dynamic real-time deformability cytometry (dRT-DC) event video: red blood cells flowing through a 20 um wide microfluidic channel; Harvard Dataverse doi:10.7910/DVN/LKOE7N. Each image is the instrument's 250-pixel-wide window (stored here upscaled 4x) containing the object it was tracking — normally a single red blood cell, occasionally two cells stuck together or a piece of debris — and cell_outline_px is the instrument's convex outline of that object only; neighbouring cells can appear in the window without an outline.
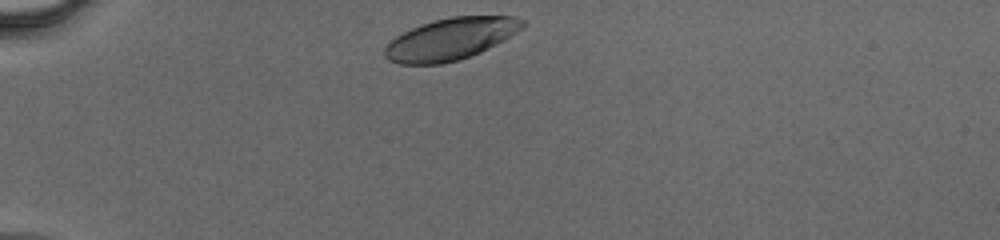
{"species": "human", "species_latin": "Homo sapiens", "temperature_condition": "cold", "stored_images_in_passage": 29, "camera_frame_rate_fps": 3000, "um_per_image_px": 0.085, "donor": {"sex": "male"}, "frame": {"image": 1, "passage_image": 1, "time_ms": 0.0, "image_size_px": [1000, 240], "cell_outline_px": [[528, 24], [516, 32], [480, 52], [456, 60], [440, 64], [400, 64], [388, 60], [384, 56], [384, 48], [396, 36], [412, 28], [436, 20], [452, 16], [512, 16], [528, 20]], "centroid_in_image_um": [38.31, 3.3], "position_along_channel_um": 46.7, "area_um2": 33.18}}
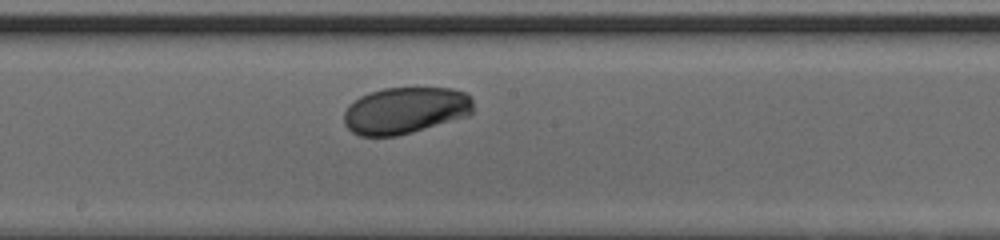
{"frame": {"image": 2, "passage_image": 15, "time_ms": 4.667, "image_size_px": [1000, 240], "cell_outline_px": [[472, 112], [468, 116], [412, 132], [396, 136], [360, 136], [352, 132], [344, 124], [344, 112], [348, 104], [360, 96], [384, 88], [452, 88], [464, 92], [472, 96]], "centroid_in_image_um": [34.44, 9.39], "position_along_channel_um": 213.8, "area_um2": 35.26}}
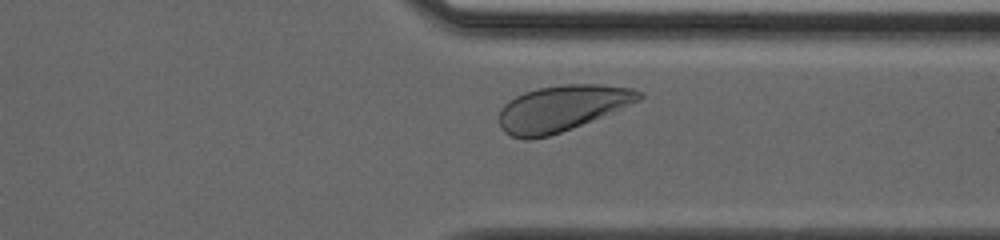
{"frame": {"image": 3, "passage_image": 25, "time_ms": 8.0, "image_size_px": [1000, 240], "cell_outline_px": [[644, 96], [640, 100], [572, 128], [548, 136], [528, 140], [524, 140], [512, 136], [504, 132], [500, 128], [500, 108], [508, 100], [524, 92], [540, 88], [564, 84], [600, 84], [632, 88], [644, 92]], "centroid_in_image_um": [47.74, 9.2], "position_along_channel_um": 363.7, "area_um2": 37.22}}